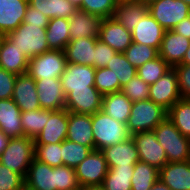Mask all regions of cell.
I'll use <instances>...</instances> for the list:
<instances>
[{
    "label": "cell",
    "instance_id": "cell-1",
    "mask_svg": "<svg viewBox=\"0 0 190 190\" xmlns=\"http://www.w3.org/2000/svg\"><path fill=\"white\" fill-rule=\"evenodd\" d=\"M153 131L158 143L165 150L168 162L190 160V139L182 135L168 116Z\"/></svg>",
    "mask_w": 190,
    "mask_h": 190
},
{
    "label": "cell",
    "instance_id": "cell-2",
    "mask_svg": "<svg viewBox=\"0 0 190 190\" xmlns=\"http://www.w3.org/2000/svg\"><path fill=\"white\" fill-rule=\"evenodd\" d=\"M95 150L114 146L131 137L127 125L108 116L102 110L92 114Z\"/></svg>",
    "mask_w": 190,
    "mask_h": 190
},
{
    "label": "cell",
    "instance_id": "cell-3",
    "mask_svg": "<svg viewBox=\"0 0 190 190\" xmlns=\"http://www.w3.org/2000/svg\"><path fill=\"white\" fill-rule=\"evenodd\" d=\"M34 159V139L26 136L11 138L8 146L0 155V163L11 171L19 173L24 179Z\"/></svg>",
    "mask_w": 190,
    "mask_h": 190
},
{
    "label": "cell",
    "instance_id": "cell-4",
    "mask_svg": "<svg viewBox=\"0 0 190 190\" xmlns=\"http://www.w3.org/2000/svg\"><path fill=\"white\" fill-rule=\"evenodd\" d=\"M168 111L152 100L133 102L127 121V130L130 135L138 132L152 131L167 117Z\"/></svg>",
    "mask_w": 190,
    "mask_h": 190
},
{
    "label": "cell",
    "instance_id": "cell-5",
    "mask_svg": "<svg viewBox=\"0 0 190 190\" xmlns=\"http://www.w3.org/2000/svg\"><path fill=\"white\" fill-rule=\"evenodd\" d=\"M46 28L47 26H35L22 22L6 36L30 59L50 50Z\"/></svg>",
    "mask_w": 190,
    "mask_h": 190
},
{
    "label": "cell",
    "instance_id": "cell-6",
    "mask_svg": "<svg viewBox=\"0 0 190 190\" xmlns=\"http://www.w3.org/2000/svg\"><path fill=\"white\" fill-rule=\"evenodd\" d=\"M66 64L64 51L50 49L29 59L27 73L35 80L60 78L65 71Z\"/></svg>",
    "mask_w": 190,
    "mask_h": 190
},
{
    "label": "cell",
    "instance_id": "cell-7",
    "mask_svg": "<svg viewBox=\"0 0 190 190\" xmlns=\"http://www.w3.org/2000/svg\"><path fill=\"white\" fill-rule=\"evenodd\" d=\"M148 12L165 30H171L190 16V6L182 0H157L148 5Z\"/></svg>",
    "mask_w": 190,
    "mask_h": 190
},
{
    "label": "cell",
    "instance_id": "cell-8",
    "mask_svg": "<svg viewBox=\"0 0 190 190\" xmlns=\"http://www.w3.org/2000/svg\"><path fill=\"white\" fill-rule=\"evenodd\" d=\"M181 98L174 67L167 70L154 84L149 85V99L167 111Z\"/></svg>",
    "mask_w": 190,
    "mask_h": 190
},
{
    "label": "cell",
    "instance_id": "cell-9",
    "mask_svg": "<svg viewBox=\"0 0 190 190\" xmlns=\"http://www.w3.org/2000/svg\"><path fill=\"white\" fill-rule=\"evenodd\" d=\"M131 137L135 143L140 161L154 166L158 170L168 163L165 150L158 143L153 130L138 132L131 135Z\"/></svg>",
    "mask_w": 190,
    "mask_h": 190
},
{
    "label": "cell",
    "instance_id": "cell-10",
    "mask_svg": "<svg viewBox=\"0 0 190 190\" xmlns=\"http://www.w3.org/2000/svg\"><path fill=\"white\" fill-rule=\"evenodd\" d=\"M107 172V162L100 150H93L85 160L75 168V173L81 188L102 185Z\"/></svg>",
    "mask_w": 190,
    "mask_h": 190
},
{
    "label": "cell",
    "instance_id": "cell-11",
    "mask_svg": "<svg viewBox=\"0 0 190 190\" xmlns=\"http://www.w3.org/2000/svg\"><path fill=\"white\" fill-rule=\"evenodd\" d=\"M103 95L95 86L88 89L72 90L66 96L65 109L76 114H94L102 109Z\"/></svg>",
    "mask_w": 190,
    "mask_h": 190
},
{
    "label": "cell",
    "instance_id": "cell-12",
    "mask_svg": "<svg viewBox=\"0 0 190 190\" xmlns=\"http://www.w3.org/2000/svg\"><path fill=\"white\" fill-rule=\"evenodd\" d=\"M68 133V111L49 110V119L42 131L35 137V145L58 144L66 140Z\"/></svg>",
    "mask_w": 190,
    "mask_h": 190
},
{
    "label": "cell",
    "instance_id": "cell-13",
    "mask_svg": "<svg viewBox=\"0 0 190 190\" xmlns=\"http://www.w3.org/2000/svg\"><path fill=\"white\" fill-rule=\"evenodd\" d=\"M35 81L39 105L42 109L58 111L65 108L66 95L60 78H43Z\"/></svg>",
    "mask_w": 190,
    "mask_h": 190
},
{
    "label": "cell",
    "instance_id": "cell-14",
    "mask_svg": "<svg viewBox=\"0 0 190 190\" xmlns=\"http://www.w3.org/2000/svg\"><path fill=\"white\" fill-rule=\"evenodd\" d=\"M95 71L92 66L68 63L60 77L64 94L67 96L72 90L88 89L94 86Z\"/></svg>",
    "mask_w": 190,
    "mask_h": 190
},
{
    "label": "cell",
    "instance_id": "cell-15",
    "mask_svg": "<svg viewBox=\"0 0 190 190\" xmlns=\"http://www.w3.org/2000/svg\"><path fill=\"white\" fill-rule=\"evenodd\" d=\"M98 39L119 53H123L133 43L131 31L113 17L102 20Z\"/></svg>",
    "mask_w": 190,
    "mask_h": 190
},
{
    "label": "cell",
    "instance_id": "cell-16",
    "mask_svg": "<svg viewBox=\"0 0 190 190\" xmlns=\"http://www.w3.org/2000/svg\"><path fill=\"white\" fill-rule=\"evenodd\" d=\"M36 81L28 73L17 75L12 99L22 112L40 109Z\"/></svg>",
    "mask_w": 190,
    "mask_h": 190
},
{
    "label": "cell",
    "instance_id": "cell-17",
    "mask_svg": "<svg viewBox=\"0 0 190 190\" xmlns=\"http://www.w3.org/2000/svg\"><path fill=\"white\" fill-rule=\"evenodd\" d=\"M67 140L95 150L92 131V115L68 112Z\"/></svg>",
    "mask_w": 190,
    "mask_h": 190
},
{
    "label": "cell",
    "instance_id": "cell-18",
    "mask_svg": "<svg viewBox=\"0 0 190 190\" xmlns=\"http://www.w3.org/2000/svg\"><path fill=\"white\" fill-rule=\"evenodd\" d=\"M165 29L147 12L131 31L134 43L153 47L159 51Z\"/></svg>",
    "mask_w": 190,
    "mask_h": 190
},
{
    "label": "cell",
    "instance_id": "cell-19",
    "mask_svg": "<svg viewBox=\"0 0 190 190\" xmlns=\"http://www.w3.org/2000/svg\"><path fill=\"white\" fill-rule=\"evenodd\" d=\"M189 46L190 39L172 30H165L159 49V56L171 67H174L182 62Z\"/></svg>",
    "mask_w": 190,
    "mask_h": 190
},
{
    "label": "cell",
    "instance_id": "cell-20",
    "mask_svg": "<svg viewBox=\"0 0 190 190\" xmlns=\"http://www.w3.org/2000/svg\"><path fill=\"white\" fill-rule=\"evenodd\" d=\"M29 58L6 35L0 45V68L21 75L27 73Z\"/></svg>",
    "mask_w": 190,
    "mask_h": 190
},
{
    "label": "cell",
    "instance_id": "cell-21",
    "mask_svg": "<svg viewBox=\"0 0 190 190\" xmlns=\"http://www.w3.org/2000/svg\"><path fill=\"white\" fill-rule=\"evenodd\" d=\"M102 18L77 9L69 19L70 40L98 37Z\"/></svg>",
    "mask_w": 190,
    "mask_h": 190
},
{
    "label": "cell",
    "instance_id": "cell-22",
    "mask_svg": "<svg viewBox=\"0 0 190 190\" xmlns=\"http://www.w3.org/2000/svg\"><path fill=\"white\" fill-rule=\"evenodd\" d=\"M101 152L106 159L108 168L114 166H135L140 161L132 137L114 146L103 148Z\"/></svg>",
    "mask_w": 190,
    "mask_h": 190
},
{
    "label": "cell",
    "instance_id": "cell-23",
    "mask_svg": "<svg viewBox=\"0 0 190 190\" xmlns=\"http://www.w3.org/2000/svg\"><path fill=\"white\" fill-rule=\"evenodd\" d=\"M28 0H0V33L15 30L24 19Z\"/></svg>",
    "mask_w": 190,
    "mask_h": 190
},
{
    "label": "cell",
    "instance_id": "cell-24",
    "mask_svg": "<svg viewBox=\"0 0 190 190\" xmlns=\"http://www.w3.org/2000/svg\"><path fill=\"white\" fill-rule=\"evenodd\" d=\"M159 180L171 190H190V160L168 162L159 170Z\"/></svg>",
    "mask_w": 190,
    "mask_h": 190
},
{
    "label": "cell",
    "instance_id": "cell-25",
    "mask_svg": "<svg viewBox=\"0 0 190 190\" xmlns=\"http://www.w3.org/2000/svg\"><path fill=\"white\" fill-rule=\"evenodd\" d=\"M25 185L35 190H56V167L34 159L28 168Z\"/></svg>",
    "mask_w": 190,
    "mask_h": 190
},
{
    "label": "cell",
    "instance_id": "cell-26",
    "mask_svg": "<svg viewBox=\"0 0 190 190\" xmlns=\"http://www.w3.org/2000/svg\"><path fill=\"white\" fill-rule=\"evenodd\" d=\"M21 112L12 98L0 100V130L10 138L24 137Z\"/></svg>",
    "mask_w": 190,
    "mask_h": 190
},
{
    "label": "cell",
    "instance_id": "cell-27",
    "mask_svg": "<svg viewBox=\"0 0 190 190\" xmlns=\"http://www.w3.org/2000/svg\"><path fill=\"white\" fill-rule=\"evenodd\" d=\"M98 37L70 40L64 49L68 63L94 67V47Z\"/></svg>",
    "mask_w": 190,
    "mask_h": 190
},
{
    "label": "cell",
    "instance_id": "cell-28",
    "mask_svg": "<svg viewBox=\"0 0 190 190\" xmlns=\"http://www.w3.org/2000/svg\"><path fill=\"white\" fill-rule=\"evenodd\" d=\"M148 12V6L137 0H119L113 18L132 31Z\"/></svg>",
    "mask_w": 190,
    "mask_h": 190
},
{
    "label": "cell",
    "instance_id": "cell-29",
    "mask_svg": "<svg viewBox=\"0 0 190 190\" xmlns=\"http://www.w3.org/2000/svg\"><path fill=\"white\" fill-rule=\"evenodd\" d=\"M132 101L122 92H113L102 98V111L111 118L127 124Z\"/></svg>",
    "mask_w": 190,
    "mask_h": 190
},
{
    "label": "cell",
    "instance_id": "cell-30",
    "mask_svg": "<svg viewBox=\"0 0 190 190\" xmlns=\"http://www.w3.org/2000/svg\"><path fill=\"white\" fill-rule=\"evenodd\" d=\"M28 3L50 19L58 17L70 19L78 9L69 0H28Z\"/></svg>",
    "mask_w": 190,
    "mask_h": 190
},
{
    "label": "cell",
    "instance_id": "cell-31",
    "mask_svg": "<svg viewBox=\"0 0 190 190\" xmlns=\"http://www.w3.org/2000/svg\"><path fill=\"white\" fill-rule=\"evenodd\" d=\"M69 19L51 18L46 28V37L50 49L64 51L70 42Z\"/></svg>",
    "mask_w": 190,
    "mask_h": 190
},
{
    "label": "cell",
    "instance_id": "cell-32",
    "mask_svg": "<svg viewBox=\"0 0 190 190\" xmlns=\"http://www.w3.org/2000/svg\"><path fill=\"white\" fill-rule=\"evenodd\" d=\"M134 166H114L108 168L102 186L105 190H132L131 179Z\"/></svg>",
    "mask_w": 190,
    "mask_h": 190
},
{
    "label": "cell",
    "instance_id": "cell-33",
    "mask_svg": "<svg viewBox=\"0 0 190 190\" xmlns=\"http://www.w3.org/2000/svg\"><path fill=\"white\" fill-rule=\"evenodd\" d=\"M49 119V110L38 109L21 112V124L24 136L35 139Z\"/></svg>",
    "mask_w": 190,
    "mask_h": 190
},
{
    "label": "cell",
    "instance_id": "cell-34",
    "mask_svg": "<svg viewBox=\"0 0 190 190\" xmlns=\"http://www.w3.org/2000/svg\"><path fill=\"white\" fill-rule=\"evenodd\" d=\"M159 179V170L145 162L138 161L131 179L132 190H149Z\"/></svg>",
    "mask_w": 190,
    "mask_h": 190
},
{
    "label": "cell",
    "instance_id": "cell-35",
    "mask_svg": "<svg viewBox=\"0 0 190 190\" xmlns=\"http://www.w3.org/2000/svg\"><path fill=\"white\" fill-rule=\"evenodd\" d=\"M167 116L182 135L190 139V100L179 99L168 110Z\"/></svg>",
    "mask_w": 190,
    "mask_h": 190
},
{
    "label": "cell",
    "instance_id": "cell-36",
    "mask_svg": "<svg viewBox=\"0 0 190 190\" xmlns=\"http://www.w3.org/2000/svg\"><path fill=\"white\" fill-rule=\"evenodd\" d=\"M117 76L120 83V91L133 77L137 75V69L127 60L124 53L117 52L106 66Z\"/></svg>",
    "mask_w": 190,
    "mask_h": 190
},
{
    "label": "cell",
    "instance_id": "cell-37",
    "mask_svg": "<svg viewBox=\"0 0 190 190\" xmlns=\"http://www.w3.org/2000/svg\"><path fill=\"white\" fill-rule=\"evenodd\" d=\"M63 165L76 168L92 152L89 147L64 140L61 143Z\"/></svg>",
    "mask_w": 190,
    "mask_h": 190
},
{
    "label": "cell",
    "instance_id": "cell-38",
    "mask_svg": "<svg viewBox=\"0 0 190 190\" xmlns=\"http://www.w3.org/2000/svg\"><path fill=\"white\" fill-rule=\"evenodd\" d=\"M171 66L160 56L137 68V75L148 85L154 84Z\"/></svg>",
    "mask_w": 190,
    "mask_h": 190
},
{
    "label": "cell",
    "instance_id": "cell-39",
    "mask_svg": "<svg viewBox=\"0 0 190 190\" xmlns=\"http://www.w3.org/2000/svg\"><path fill=\"white\" fill-rule=\"evenodd\" d=\"M123 53L136 69L159 56L157 49L134 42Z\"/></svg>",
    "mask_w": 190,
    "mask_h": 190
},
{
    "label": "cell",
    "instance_id": "cell-40",
    "mask_svg": "<svg viewBox=\"0 0 190 190\" xmlns=\"http://www.w3.org/2000/svg\"><path fill=\"white\" fill-rule=\"evenodd\" d=\"M35 159L52 167L63 166L61 143L35 145Z\"/></svg>",
    "mask_w": 190,
    "mask_h": 190
},
{
    "label": "cell",
    "instance_id": "cell-41",
    "mask_svg": "<svg viewBox=\"0 0 190 190\" xmlns=\"http://www.w3.org/2000/svg\"><path fill=\"white\" fill-rule=\"evenodd\" d=\"M94 86L103 96L120 91L119 79L107 67L96 69Z\"/></svg>",
    "mask_w": 190,
    "mask_h": 190
},
{
    "label": "cell",
    "instance_id": "cell-42",
    "mask_svg": "<svg viewBox=\"0 0 190 190\" xmlns=\"http://www.w3.org/2000/svg\"><path fill=\"white\" fill-rule=\"evenodd\" d=\"M118 2L119 0H83L78 9L106 19L113 17Z\"/></svg>",
    "mask_w": 190,
    "mask_h": 190
},
{
    "label": "cell",
    "instance_id": "cell-43",
    "mask_svg": "<svg viewBox=\"0 0 190 190\" xmlns=\"http://www.w3.org/2000/svg\"><path fill=\"white\" fill-rule=\"evenodd\" d=\"M121 91L132 101L137 102L149 99V85L138 75L133 77Z\"/></svg>",
    "mask_w": 190,
    "mask_h": 190
},
{
    "label": "cell",
    "instance_id": "cell-44",
    "mask_svg": "<svg viewBox=\"0 0 190 190\" xmlns=\"http://www.w3.org/2000/svg\"><path fill=\"white\" fill-rule=\"evenodd\" d=\"M81 189L75 169L68 166L56 167V190H79Z\"/></svg>",
    "mask_w": 190,
    "mask_h": 190
},
{
    "label": "cell",
    "instance_id": "cell-45",
    "mask_svg": "<svg viewBox=\"0 0 190 190\" xmlns=\"http://www.w3.org/2000/svg\"><path fill=\"white\" fill-rule=\"evenodd\" d=\"M25 179L0 163V190H21Z\"/></svg>",
    "mask_w": 190,
    "mask_h": 190
},
{
    "label": "cell",
    "instance_id": "cell-46",
    "mask_svg": "<svg viewBox=\"0 0 190 190\" xmlns=\"http://www.w3.org/2000/svg\"><path fill=\"white\" fill-rule=\"evenodd\" d=\"M117 52L106 43L97 39L94 47V68H104Z\"/></svg>",
    "mask_w": 190,
    "mask_h": 190
},
{
    "label": "cell",
    "instance_id": "cell-47",
    "mask_svg": "<svg viewBox=\"0 0 190 190\" xmlns=\"http://www.w3.org/2000/svg\"><path fill=\"white\" fill-rule=\"evenodd\" d=\"M178 77V87L183 99L190 100V65L178 64L174 66Z\"/></svg>",
    "mask_w": 190,
    "mask_h": 190
},
{
    "label": "cell",
    "instance_id": "cell-48",
    "mask_svg": "<svg viewBox=\"0 0 190 190\" xmlns=\"http://www.w3.org/2000/svg\"><path fill=\"white\" fill-rule=\"evenodd\" d=\"M16 77L14 73L0 68V100L12 98Z\"/></svg>",
    "mask_w": 190,
    "mask_h": 190
},
{
    "label": "cell",
    "instance_id": "cell-49",
    "mask_svg": "<svg viewBox=\"0 0 190 190\" xmlns=\"http://www.w3.org/2000/svg\"><path fill=\"white\" fill-rule=\"evenodd\" d=\"M49 20L50 18L43 13H40L38 9L28 5L23 23H28L35 26H47L49 24Z\"/></svg>",
    "mask_w": 190,
    "mask_h": 190
},
{
    "label": "cell",
    "instance_id": "cell-50",
    "mask_svg": "<svg viewBox=\"0 0 190 190\" xmlns=\"http://www.w3.org/2000/svg\"><path fill=\"white\" fill-rule=\"evenodd\" d=\"M171 30L177 34L183 35L187 39H190V16L184 18Z\"/></svg>",
    "mask_w": 190,
    "mask_h": 190
},
{
    "label": "cell",
    "instance_id": "cell-51",
    "mask_svg": "<svg viewBox=\"0 0 190 190\" xmlns=\"http://www.w3.org/2000/svg\"><path fill=\"white\" fill-rule=\"evenodd\" d=\"M10 139V137H8L3 131L0 130V155L8 146Z\"/></svg>",
    "mask_w": 190,
    "mask_h": 190
},
{
    "label": "cell",
    "instance_id": "cell-52",
    "mask_svg": "<svg viewBox=\"0 0 190 190\" xmlns=\"http://www.w3.org/2000/svg\"><path fill=\"white\" fill-rule=\"evenodd\" d=\"M149 190H171V189L158 179Z\"/></svg>",
    "mask_w": 190,
    "mask_h": 190
},
{
    "label": "cell",
    "instance_id": "cell-53",
    "mask_svg": "<svg viewBox=\"0 0 190 190\" xmlns=\"http://www.w3.org/2000/svg\"><path fill=\"white\" fill-rule=\"evenodd\" d=\"M180 64H184V65H190V46L187 49L184 58L182 60V62Z\"/></svg>",
    "mask_w": 190,
    "mask_h": 190
},
{
    "label": "cell",
    "instance_id": "cell-54",
    "mask_svg": "<svg viewBox=\"0 0 190 190\" xmlns=\"http://www.w3.org/2000/svg\"><path fill=\"white\" fill-rule=\"evenodd\" d=\"M81 190H105L102 185H95V186H86L81 188Z\"/></svg>",
    "mask_w": 190,
    "mask_h": 190
},
{
    "label": "cell",
    "instance_id": "cell-55",
    "mask_svg": "<svg viewBox=\"0 0 190 190\" xmlns=\"http://www.w3.org/2000/svg\"><path fill=\"white\" fill-rule=\"evenodd\" d=\"M75 7L79 8L82 5L83 0H69Z\"/></svg>",
    "mask_w": 190,
    "mask_h": 190
},
{
    "label": "cell",
    "instance_id": "cell-56",
    "mask_svg": "<svg viewBox=\"0 0 190 190\" xmlns=\"http://www.w3.org/2000/svg\"><path fill=\"white\" fill-rule=\"evenodd\" d=\"M137 1H140L143 4L148 6V5H150L151 3H153L154 1H157V0H137Z\"/></svg>",
    "mask_w": 190,
    "mask_h": 190
},
{
    "label": "cell",
    "instance_id": "cell-57",
    "mask_svg": "<svg viewBox=\"0 0 190 190\" xmlns=\"http://www.w3.org/2000/svg\"><path fill=\"white\" fill-rule=\"evenodd\" d=\"M21 190H35V189H32L29 186L24 184Z\"/></svg>",
    "mask_w": 190,
    "mask_h": 190
},
{
    "label": "cell",
    "instance_id": "cell-58",
    "mask_svg": "<svg viewBox=\"0 0 190 190\" xmlns=\"http://www.w3.org/2000/svg\"><path fill=\"white\" fill-rule=\"evenodd\" d=\"M4 34H2V33H0V45H1V42H2V40H3V38H4Z\"/></svg>",
    "mask_w": 190,
    "mask_h": 190
},
{
    "label": "cell",
    "instance_id": "cell-59",
    "mask_svg": "<svg viewBox=\"0 0 190 190\" xmlns=\"http://www.w3.org/2000/svg\"><path fill=\"white\" fill-rule=\"evenodd\" d=\"M184 3H186L188 6H190V0H182Z\"/></svg>",
    "mask_w": 190,
    "mask_h": 190
}]
</instances>
